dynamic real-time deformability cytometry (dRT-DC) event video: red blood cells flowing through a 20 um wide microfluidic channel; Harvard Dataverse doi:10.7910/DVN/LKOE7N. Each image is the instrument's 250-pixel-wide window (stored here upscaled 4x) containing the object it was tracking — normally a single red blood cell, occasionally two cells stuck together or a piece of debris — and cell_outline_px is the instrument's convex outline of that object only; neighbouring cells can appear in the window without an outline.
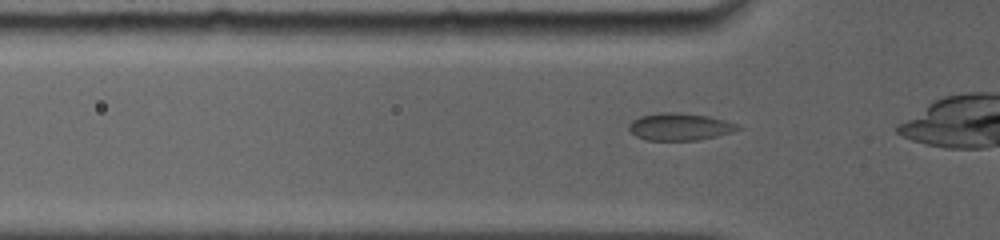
{"species": "common noctule bat (a hibernating species)", "species_latin": "Nyctalus noctula", "temperature_condition": "room temperature", "stored_images_in_passage": 22, "camera_frame_rate_fps": 5000, "um_per_image_px": 0.085, "animal": {"sex": "female", "body_mass_g": 19.0, "forearm_length_mm": 56.7}, "frame": {"image": 1, "passage_image": 3, "time_ms": 0.8, "image_size_px": [1000, 240], "cell_outline_px": [[744, 128], [732, 132], [716, 136], [696, 140], [644, 140], [636, 136], [628, 128], [628, 124], [632, 120], [640, 116], [660, 112], [680, 112], [708, 116], [724, 120], [736, 124]], "centroid_in_image_um": [57.76, 10.76], "position_along_channel_um": 68.0, "area_um2": 17.34}}
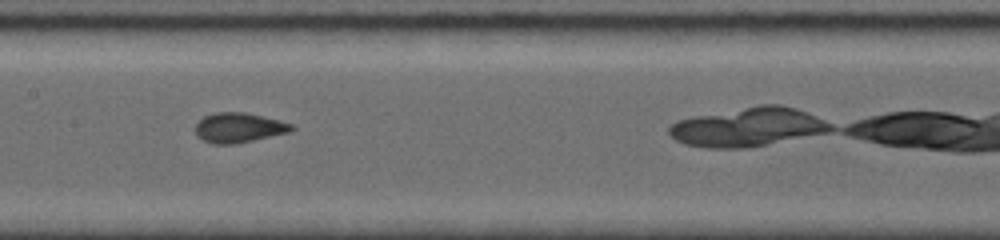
{"frame": {"image": 2, "passage_image": 10, "time_ms": 3.8, "image_size_px": [1000, 240], "cell_outline_px": [[296, 128], [292, 132], [232, 144], [212, 144], [196, 136], [196, 124], [204, 116], [216, 112], [244, 112], [280, 120], [292, 124]], "centroid_in_image_um": [20.32, 10.85], "position_along_channel_um": 187.1, "area_um2": 16.7}}
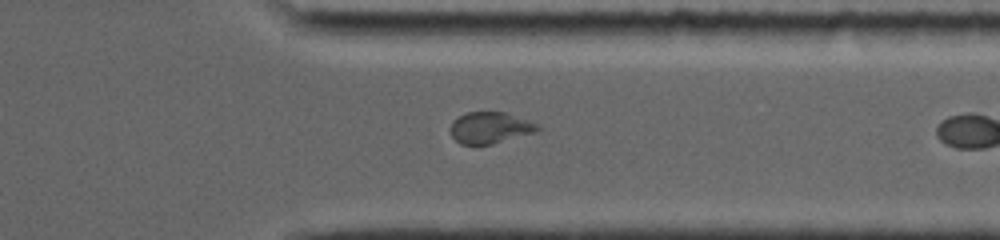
{"frame": {"image": 3, "passage_image": 21, "time_ms": 8.4, "image_size_px": [1000, 240], "cell_outline_px": [[540, 128], [536, 132], [492, 144], [460, 144], [452, 136], [448, 128], [452, 120], [468, 112], [504, 112], [528, 120], [536, 124]], "centroid_in_image_um": [41.61, 10.86], "position_along_channel_um": 369.8, "area_um2": 15.9}}